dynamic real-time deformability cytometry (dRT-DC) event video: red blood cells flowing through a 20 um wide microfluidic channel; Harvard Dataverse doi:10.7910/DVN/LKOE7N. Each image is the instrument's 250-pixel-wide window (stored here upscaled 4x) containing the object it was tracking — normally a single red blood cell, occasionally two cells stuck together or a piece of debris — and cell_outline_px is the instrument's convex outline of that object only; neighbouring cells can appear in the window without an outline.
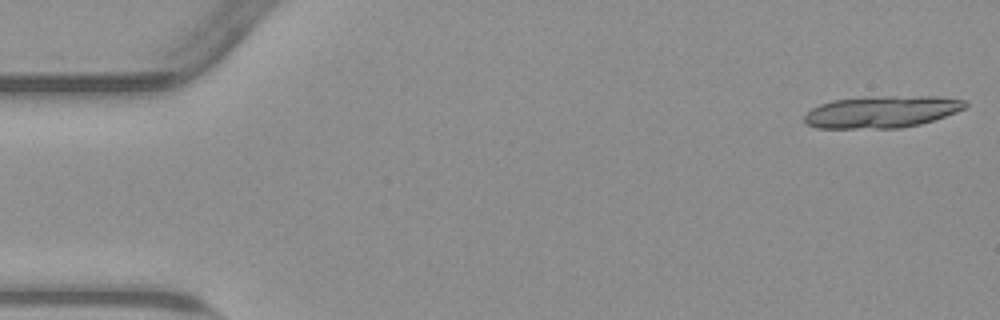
{"species": "common noctule bat (a hibernating species)", "species_latin": "Nyctalus noctula", "temperature_condition": "warm", "stored_images_in_passage": 18, "camera_frame_rate_fps": 3000, "um_per_image_px": 0.085, "animal": {"sex": "male", "body_mass_g": 23.1, "forearm_length_mm": 52.7}, "frame": {"image": 1, "passage_image": 1, "time_ms": 0.0, "image_size_px": [1000, 320], "cell_outline_px": [[968, 104], [964, 108], [956, 112], [920, 124], [900, 128], [816, 128], [808, 124], [804, 120], [804, 116], [812, 108], [820, 104], [832, 100], [888, 96], [940, 96], [968, 100]], "centroid_in_image_um": [74.98, 9.5], "position_along_channel_um": 10.0, "area_um2": 29.82}}